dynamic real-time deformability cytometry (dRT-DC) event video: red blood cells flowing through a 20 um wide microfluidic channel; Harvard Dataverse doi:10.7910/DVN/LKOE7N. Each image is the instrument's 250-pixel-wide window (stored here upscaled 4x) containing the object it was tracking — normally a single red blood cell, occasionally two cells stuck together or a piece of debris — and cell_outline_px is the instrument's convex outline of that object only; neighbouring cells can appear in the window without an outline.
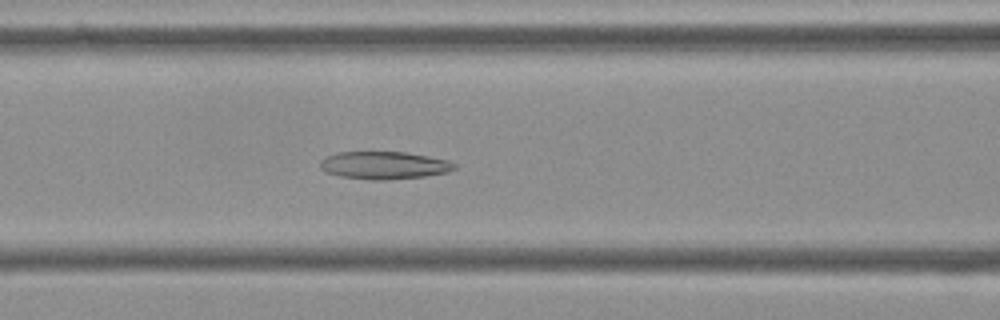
{"species": "Egyptian fruit bat (a non-hibernating species)", "species_latin": "Rousettus aegyptiacus", "temperature_condition": "cold", "stored_images_in_passage": 56, "camera_frame_rate_fps": 3000, "um_per_image_px": 0.085, "frame": {"image": 1, "passage_image": 23, "time_ms": 7.333, "image_size_px": [1000, 320], "cell_outline_px": [[456, 168], [448, 172], [424, 176], [384, 180], [372, 180], [340, 176], [324, 172], [320, 168], [320, 160], [324, 156], [336, 152], [404, 152], [428, 156], [448, 160], [456, 164]], "centroid_in_image_um": [32.6, 14.04], "position_along_channel_um": 134.0, "area_um2": 21.73}}
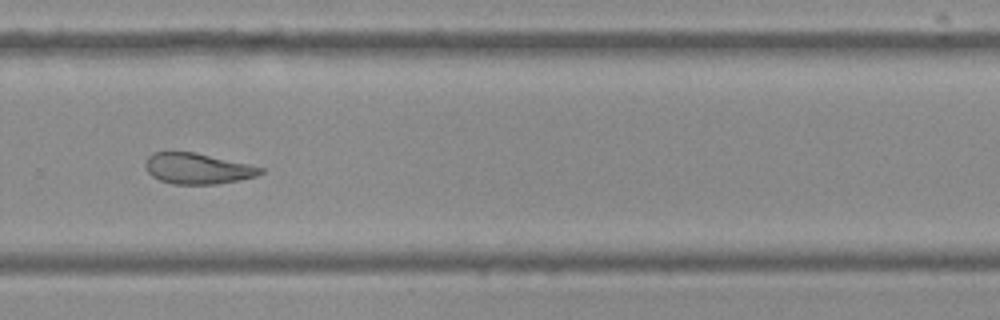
{"frame": {"image": 2, "passage_image": 38, "time_ms": 12.333, "image_size_px": [1000, 320], "cell_outline_px": [[264, 172], [256, 176], [240, 180], [216, 184], [172, 184], [160, 180], [152, 176], [148, 172], [144, 164], [144, 160], [152, 152], [196, 152], [248, 164], [264, 168]], "centroid_in_image_um": [16.77, 14.32], "position_along_channel_um": 313.0, "area_um2": 20.75}}
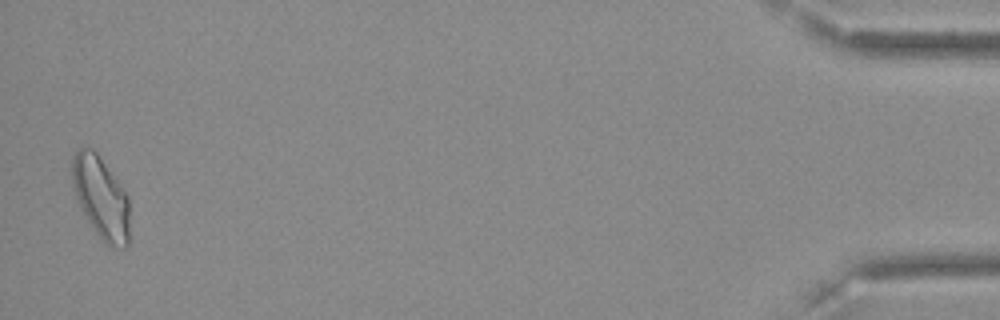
{"frame": {"image": 3, "passage_image": 55, "time_ms": 18.0, "image_size_px": [1000, 320], "cell_outline_px": [[128, 244], [124, 248], [112, 248], [104, 244], [100, 240], [92, 228], [80, 208], [72, 184], [72, 156], [80, 148], [92, 148], [96, 152], [128, 196]], "centroid_in_image_um": [8.56, 16.85], "position_along_channel_um": 426.6, "area_um2": 27.4}, "authors_computed_cell_mechanics": {"area_um2": 22.9755, "velocity_mm_per_s": 3.5903, "shape_relaxation_time_tau1_ms": null, "shape_relaxation_time_tau2_ms": 3.3727, "deformation_change_tau1": null, "deformation_change_tau2": 0.1057}}